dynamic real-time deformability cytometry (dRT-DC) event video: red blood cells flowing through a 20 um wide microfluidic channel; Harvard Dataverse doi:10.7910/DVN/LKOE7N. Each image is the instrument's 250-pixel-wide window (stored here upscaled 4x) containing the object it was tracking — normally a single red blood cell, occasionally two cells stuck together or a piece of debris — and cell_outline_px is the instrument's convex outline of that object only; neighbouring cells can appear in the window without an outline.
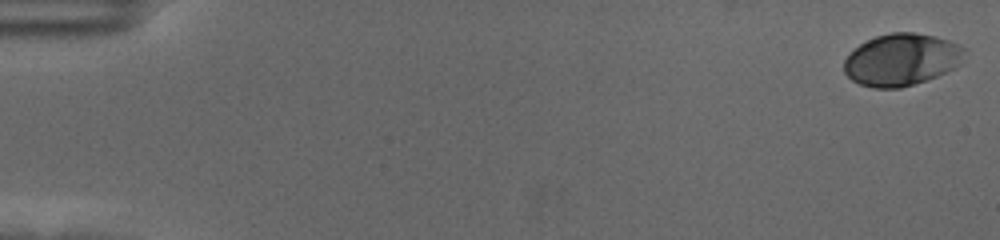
{"species": "human", "species_latin": "Homo sapiens", "temperature_condition": "cold", "stored_images_in_passage": 58, "camera_frame_rate_fps": 3000, "um_per_image_px": 0.085, "donor": {"sex": "female"}, "frame": {"image": 1, "passage_image": 1, "time_ms": 0.0, "image_size_px": [1000, 240], "cell_outline_px": [[964, 48], [960, 64], [956, 68], [936, 76], [900, 88], [872, 88], [860, 84], [852, 80], [844, 72], [844, 60], [860, 44], [876, 36], [892, 32], [916, 32], [948, 40]], "centroid_in_image_um": [76.61, 5.07], "position_along_channel_um": 8.4, "area_um2": 36.13}}
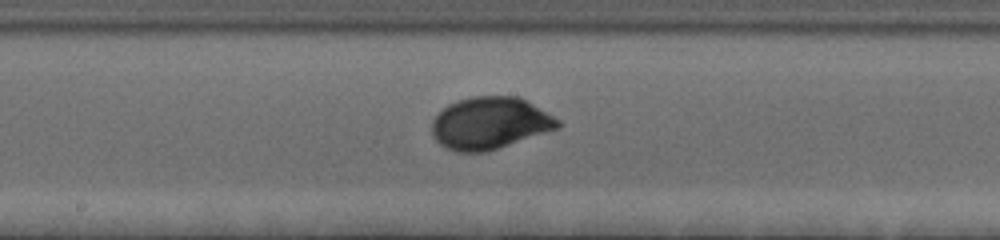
{"frame": {"image": 2, "passage_image": 32, "time_ms": 10.333, "image_size_px": [1000, 240], "cell_outline_px": [[560, 128], [488, 152], [456, 152], [444, 148], [432, 136], [432, 120], [448, 104], [456, 100], [472, 96], [520, 96], [560, 120]], "centroid_in_image_um": [41.64, 10.48], "position_along_channel_um": 206.6, "area_um2": 38.61}}
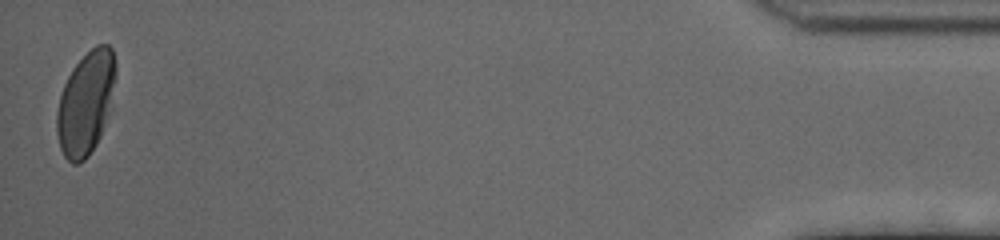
{"frame": {"image": 3, "passage_image": 58, "time_ms": 19.0, "image_size_px": [1000, 240], "cell_outline_px": [[116, 76], [112, 108], [100, 136], [96, 144], [88, 156], [80, 164], [72, 164], [64, 156], [60, 148], [56, 132], [56, 112], [60, 96], [64, 84], [72, 68], [96, 44], [108, 44], [112, 48], [116, 60]], "centroid_in_image_um": [7.32, 8.76], "position_along_channel_um": 427.9, "area_um2": 35.95}, "authors_computed_cell_mechanics": {"area_um2": 36.3273, "velocity_mm_per_s": 3.4944, "shape_relaxation_time_tau1_ms": 2.4596, "shape_relaxation_time_tau2_ms": null, "deformation_change_tau1": 0.1382, "deformation_change_tau2": null}}